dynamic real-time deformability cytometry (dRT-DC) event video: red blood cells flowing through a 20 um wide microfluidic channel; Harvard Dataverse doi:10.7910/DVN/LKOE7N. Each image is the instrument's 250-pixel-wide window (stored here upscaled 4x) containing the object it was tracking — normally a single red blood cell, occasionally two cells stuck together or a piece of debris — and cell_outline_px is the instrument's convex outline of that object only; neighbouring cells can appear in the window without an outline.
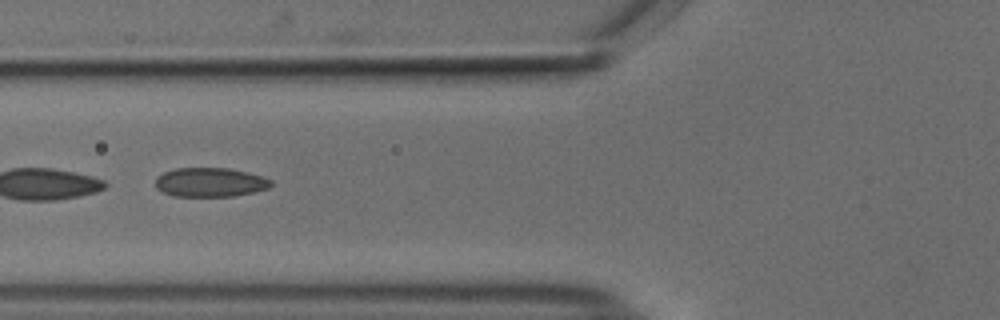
{"species": "common noctule bat (a hibernating species)", "species_latin": "Nyctalus noctula", "temperature_condition": "cold", "stored_images_in_passage": 53, "segment_of_instrument_passage": [2, 2], "camera_frame_rate_fps": 3000, "um_per_image_px": 0.085, "animal": {"sex": "male", "body_mass_g": 18.8}, "frame": {"image": 1, "passage_image": 21, "time_ms": 6.667, "image_size_px": [1000, 320], "cell_outline_px": [[272, 184], [268, 188], [252, 192], [232, 196], [172, 196], [156, 188], [156, 176], [164, 172], [176, 168], [228, 168], [248, 172], [264, 176], [272, 180]], "centroid_in_image_um": [17.86, 15.48], "position_along_channel_um": 107.9, "area_um2": 19.65}}
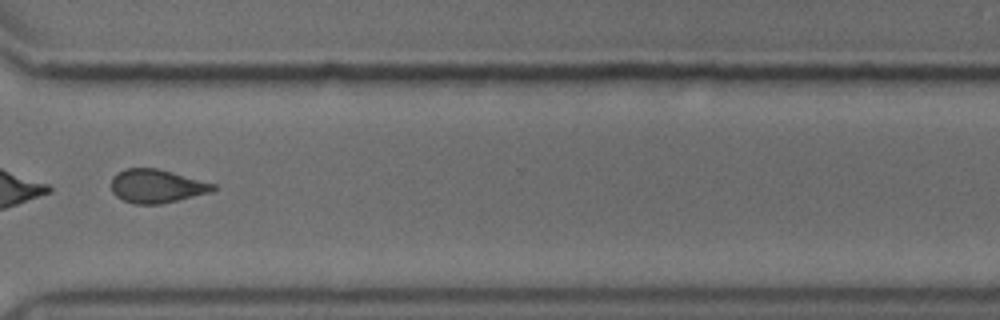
{"frame": {"image": 2, "passage_image": 41, "time_ms": 13.333, "image_size_px": [1000, 320], "cell_outline_px": [[216, 188], [208, 192], [160, 204], [136, 204], [124, 200], [116, 196], [112, 192], [112, 176], [116, 172], [124, 168], [156, 168], [172, 172], [216, 184]], "centroid_in_image_um": [13.26, 15.8], "position_along_channel_um": 357.3, "area_um2": 19.65}}